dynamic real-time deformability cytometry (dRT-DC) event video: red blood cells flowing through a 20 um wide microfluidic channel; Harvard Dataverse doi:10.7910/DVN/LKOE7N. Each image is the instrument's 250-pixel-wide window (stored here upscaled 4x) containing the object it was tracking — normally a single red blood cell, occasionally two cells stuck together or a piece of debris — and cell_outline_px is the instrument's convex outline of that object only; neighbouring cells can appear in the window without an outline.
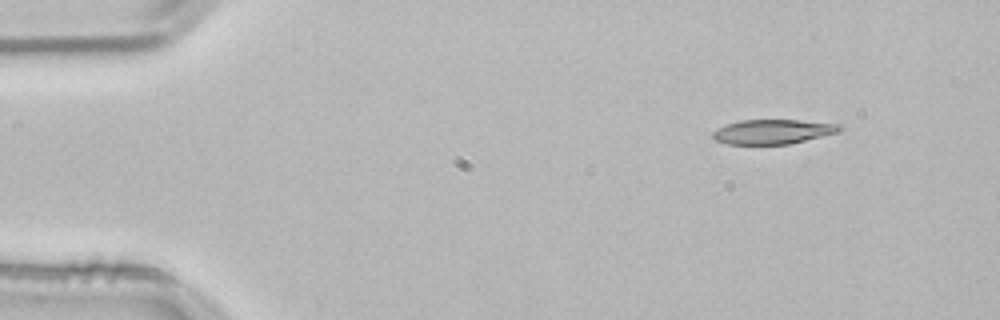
{"species": "common noctule bat (a hibernating species)", "species_latin": "Nyctalus noctula", "temperature_condition": "room temperature", "stored_images_in_passage": 48, "camera_frame_rate_fps": 3000, "um_per_image_px": 0.085, "animal": {"sex": "male", "body_mass_g": 21.5, "forearm_length_mm": 52.0}, "frame": {"image": 1, "passage_image": 1, "time_ms": 0.0, "image_size_px": [1000, 320], "cell_outline_px": [[844, 128], [840, 132], [788, 144], [728, 144], [716, 140], [712, 136], [712, 132], [728, 124], [740, 120], [800, 120], [840, 124]], "centroid_in_image_um": [65.74, 11.19], "position_along_channel_um": 19.3, "area_um2": 18.03}}
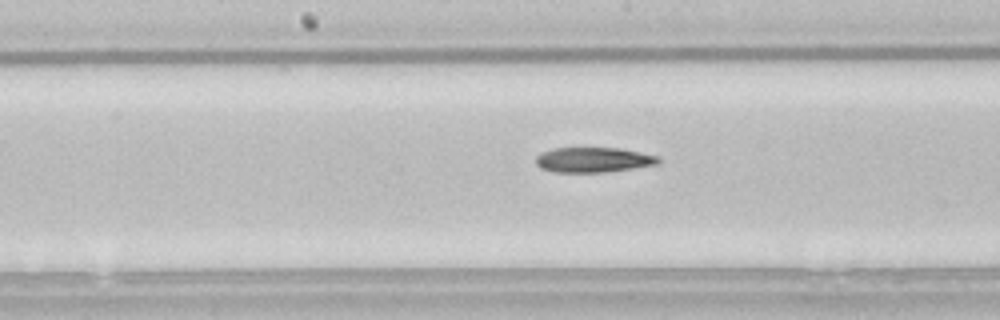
{"frame": {"image": 2, "passage_image": 22, "time_ms": 7.0, "image_size_px": [1000, 320], "cell_outline_px": [[660, 164], [604, 172], [552, 172], [540, 168], [536, 164], [536, 156], [540, 152], [552, 148], [620, 148], [660, 156]], "centroid_in_image_um": [50.42, 13.58], "position_along_channel_um": 197.8, "area_um2": 18.03}}
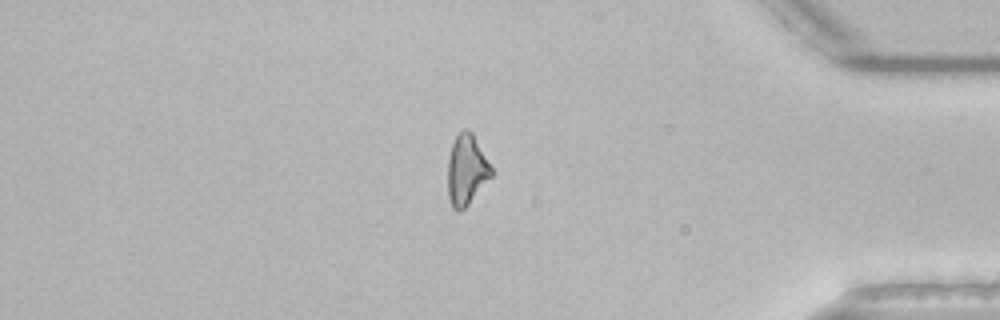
{"frame": {"image": 3, "passage_image": 40, "time_ms": 13.0, "image_size_px": [1000, 320], "cell_outline_px": [[492, 176], [468, 204], [460, 212], [456, 212], [452, 208], [448, 196], [448, 156], [452, 144], [456, 136], [464, 128], [468, 128], [472, 132], [492, 168]], "centroid_in_image_um": [39.64, 14.45], "position_along_channel_um": 395.6, "area_um2": 17.86}}